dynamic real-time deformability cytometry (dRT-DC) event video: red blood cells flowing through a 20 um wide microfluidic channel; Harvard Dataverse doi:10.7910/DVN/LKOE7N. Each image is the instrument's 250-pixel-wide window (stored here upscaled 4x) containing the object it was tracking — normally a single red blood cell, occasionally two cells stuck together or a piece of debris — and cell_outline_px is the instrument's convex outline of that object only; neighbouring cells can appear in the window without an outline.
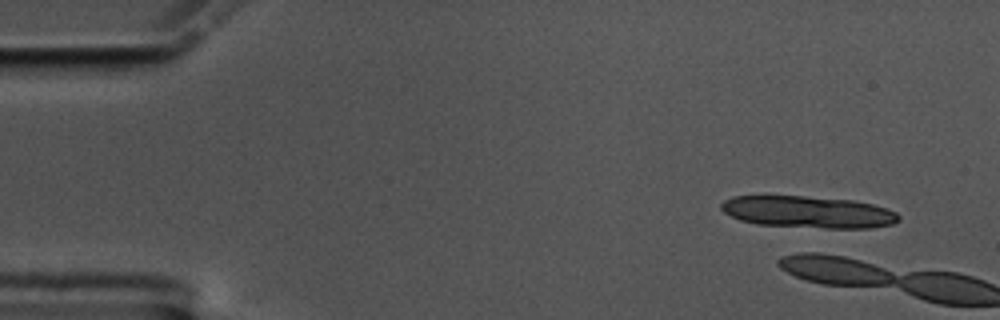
{"species": "common noctule bat (a hibernating species)", "species_latin": "Nyctalus noctula", "temperature_condition": "cold", "stored_images_in_passage": 3, "camera_frame_rate_fps": 3000, "um_per_image_px": 0.085, "animal": {"sex": "male", "body_mass_g": 17.5, "forearm_length_mm": 52.3}, "frame": {"image": 1, "passage_image": 1, "time_ms": 0.0, "image_size_px": [1000, 320], "cell_outline_px": [[900, 220], [892, 224], [868, 228], [824, 228], [756, 224], [740, 220], [724, 212], [720, 208], [720, 204], [724, 200], [732, 196], [804, 196], [852, 200], [872, 204], [896, 212], [900, 216]], "centroid_in_image_um": [68.68, 18.02], "position_along_channel_um": 16.3, "area_um2": 32.89}}